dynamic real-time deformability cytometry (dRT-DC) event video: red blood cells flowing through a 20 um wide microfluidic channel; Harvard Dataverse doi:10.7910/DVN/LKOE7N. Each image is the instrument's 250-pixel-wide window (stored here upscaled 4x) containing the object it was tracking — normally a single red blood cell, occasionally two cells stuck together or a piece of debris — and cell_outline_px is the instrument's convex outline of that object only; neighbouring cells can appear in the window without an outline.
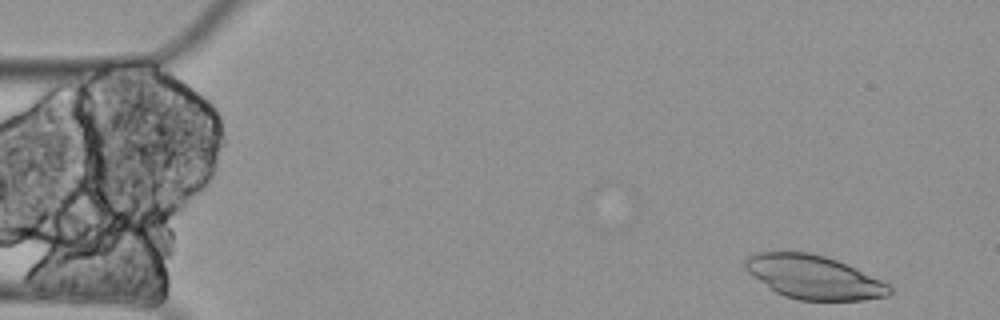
{"species": "Egyptian fruit bat (a non-hibernating species)", "species_latin": "Rousettus aegyptiacus", "temperature_condition": "cold", "stored_images_in_passage": 10, "camera_frame_rate_fps": 3000, "um_per_image_px": 0.085, "animal": {"sex": "female"}, "frame": {"image": 1, "passage_image": 1, "time_ms": 0.0, "image_size_px": [1000, 320], "cell_outline_px": [[892, 292], [888, 296], [864, 300], [800, 300], [784, 296], [776, 292], [752, 276], [748, 272], [744, 264], [744, 260], [748, 256], [756, 252], [808, 252], [824, 256], [836, 260], [880, 280], [888, 284], [892, 288]], "centroid_in_image_um": [69.14, 23.56], "position_along_channel_um": 15.9, "area_um2": 36.3}}